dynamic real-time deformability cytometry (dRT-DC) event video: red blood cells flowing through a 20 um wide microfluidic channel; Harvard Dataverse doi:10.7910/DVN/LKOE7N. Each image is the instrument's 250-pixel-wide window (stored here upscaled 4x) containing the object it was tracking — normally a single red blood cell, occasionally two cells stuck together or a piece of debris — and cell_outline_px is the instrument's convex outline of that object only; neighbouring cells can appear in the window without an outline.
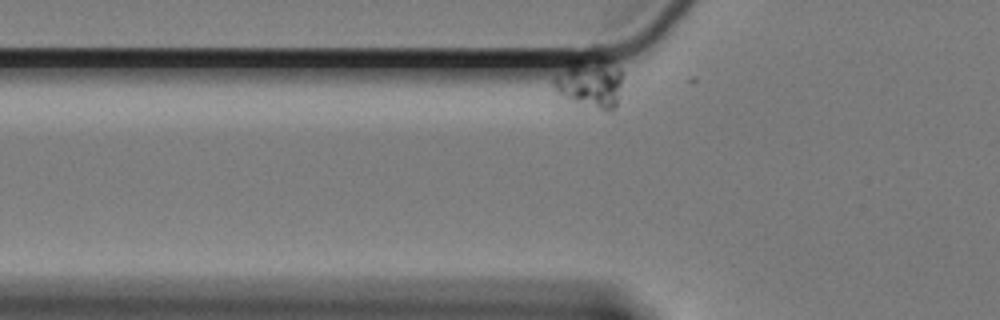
{"species": "Egyptian fruit bat (a non-hibernating species)", "species_latin": "Rousettus aegyptiacus", "temperature_condition": "cold", "stored_images_in_passage": 47, "camera_frame_rate_fps": 3000, "um_per_image_px": 0.085, "animal": {"sex": "female"}, "frame": {"image": 1, "passage_image": 4, "time_ms": 1.0, "image_size_px": [1000, 320], "cell_outline_px": [[620, 84], [616, 108], [600, 108], [572, 104], [556, 92], [552, 84], [552, 76], [564, 60], [600, 56], [608, 56], [620, 72]], "centroid_in_image_um": [50.02, 6.96], "position_along_channel_um": 75.8, "area_um2": 20.81}}
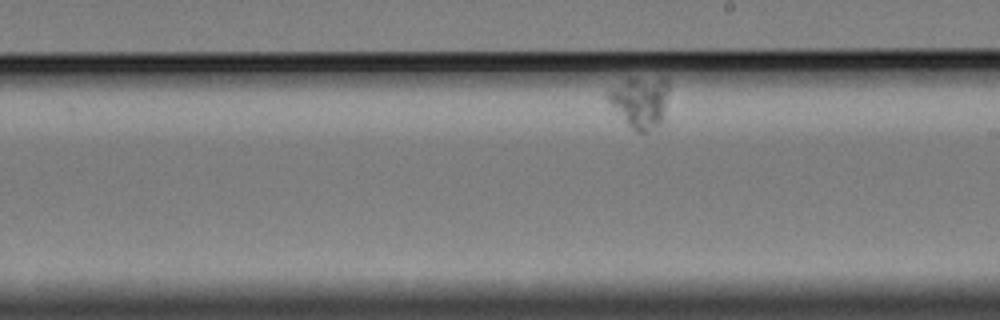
{"frame": {"image": 2, "passage_image": 29, "time_ms": 9.333, "image_size_px": [1000, 320], "cell_outline_px": [[668, 92], [664, 120], [660, 124], [648, 132], [636, 132], [608, 104], [604, 96], [608, 88], [628, 76], [664, 76], [668, 80]], "centroid_in_image_um": [54.39, 8.58], "position_along_channel_um": 234.6, "area_um2": 19.36}}
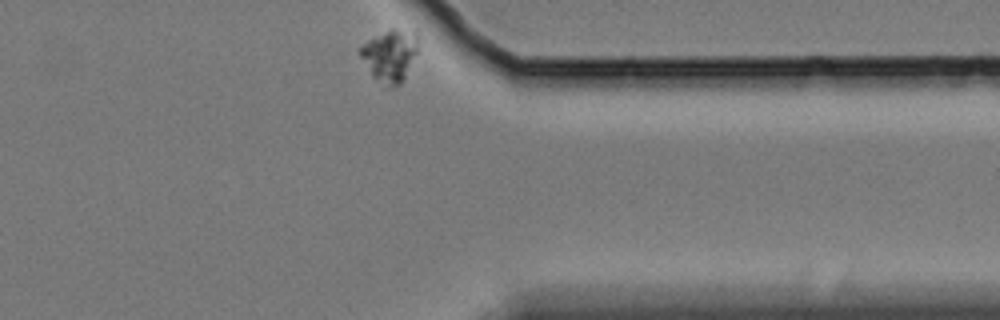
{"frame": {"image": 3, "passage_image": 47, "time_ms": 15.333, "image_size_px": [1000, 320], "cell_outline_px": [[420, 40], [416, 52], [404, 80], [396, 88], [392, 88], [372, 76], [360, 56], [360, 48], [368, 40], [392, 28], [416, 28]], "centroid_in_image_um": [33.22, 4.66], "position_along_channel_um": 378.2, "area_um2": 17.74}}